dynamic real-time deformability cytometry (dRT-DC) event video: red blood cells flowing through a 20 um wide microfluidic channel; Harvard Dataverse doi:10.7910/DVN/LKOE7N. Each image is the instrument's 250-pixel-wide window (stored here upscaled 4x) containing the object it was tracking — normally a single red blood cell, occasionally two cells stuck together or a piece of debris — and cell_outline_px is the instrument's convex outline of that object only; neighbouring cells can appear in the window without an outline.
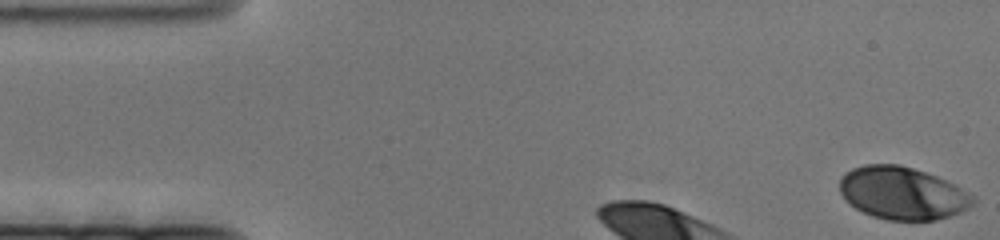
{"species": "human", "species_latin": "Homo sapiens", "temperature_condition": "cold", "stored_images_in_passage": 9, "camera_frame_rate_fps": 3000, "um_per_image_px": 0.085, "donor": {"sex": "female"}, "frame": {"image": 1, "passage_image": 1, "time_ms": 0.0, "image_size_px": [1000, 240], "cell_outline_px": [[976, 200], [968, 208], [960, 212], [936, 220], [888, 220], [872, 216], [848, 204], [844, 200], [840, 192], [840, 180], [844, 172], [852, 168], [864, 164], [900, 164], [936, 176], [960, 188], [972, 196]], "centroid_in_image_um": [76.64, 16.42], "position_along_channel_um": 8.4, "area_um2": 40.69}}